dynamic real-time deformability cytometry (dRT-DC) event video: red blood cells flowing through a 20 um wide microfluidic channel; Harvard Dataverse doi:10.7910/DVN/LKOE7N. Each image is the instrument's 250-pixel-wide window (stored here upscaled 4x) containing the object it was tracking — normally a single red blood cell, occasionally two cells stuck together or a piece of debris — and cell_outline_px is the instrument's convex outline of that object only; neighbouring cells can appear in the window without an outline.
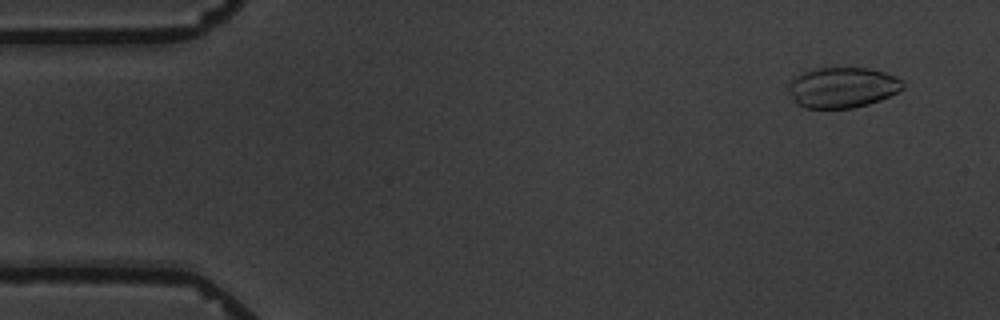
{"species": "common noctule bat (a hibernating species)", "species_latin": "Nyctalus noctula", "temperature_condition": "warm", "stored_images_in_passage": 10, "camera_frame_rate_fps": 3000, "um_per_image_px": 0.085, "animal": {"sex": "male", "body_mass_g": 19.5, "forearm_length_mm": 54.6}, "frame": {"image": 1, "passage_image": 1, "time_ms": 0.0, "image_size_px": [1000, 320], "cell_outline_px": [[904, 88], [880, 100], [868, 104], [852, 108], [804, 108], [796, 104], [788, 92], [788, 84], [796, 76], [812, 68], [868, 68], [884, 72], [896, 76], [904, 80]], "centroid_in_image_um": [71.59, 7.43], "position_along_channel_um": 13.4, "area_um2": 27.17}}
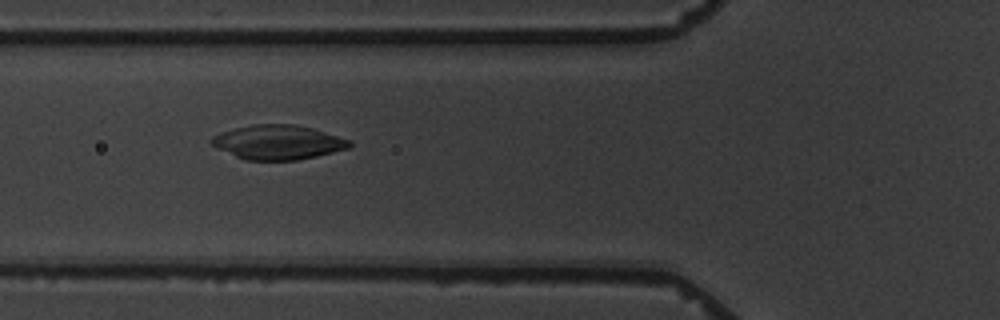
{"frame": {"image": 2, "passage_image": 6, "time_ms": 5.667, "image_size_px": [1000, 320], "cell_outline_px": [[352, 148], [316, 156], [296, 160], [244, 160], [216, 148], [208, 140], [212, 136], [236, 128], [252, 124], [296, 124], [312, 128], [352, 140]], "centroid_in_image_um": [23.65, 12.09], "position_along_channel_um": 102.1, "area_um2": 27.8}}
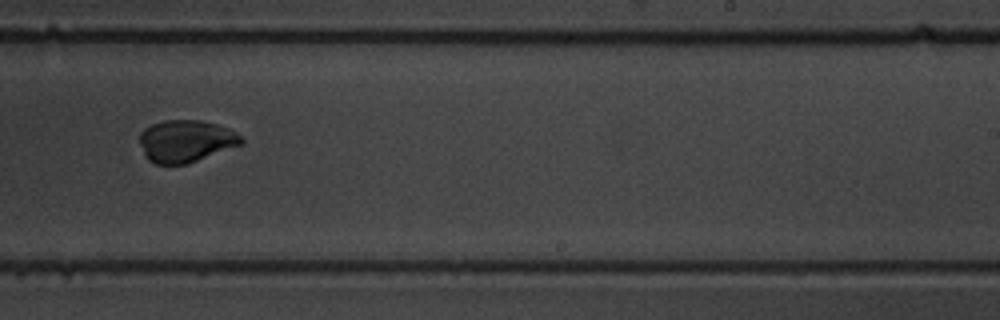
{"frame": {"image": 3, "passage_image": 10, "time_ms": 10.667, "image_size_px": [1000, 320], "cell_outline_px": [[244, 140], [240, 144], [188, 164], [156, 164], [148, 160], [140, 144], [140, 132], [144, 128], [152, 124], [164, 120], [200, 120], [216, 124], [228, 128], [244, 136]], "centroid_in_image_um": [15.79, 11.98], "position_along_channel_um": 273.2, "area_um2": 24.91}}